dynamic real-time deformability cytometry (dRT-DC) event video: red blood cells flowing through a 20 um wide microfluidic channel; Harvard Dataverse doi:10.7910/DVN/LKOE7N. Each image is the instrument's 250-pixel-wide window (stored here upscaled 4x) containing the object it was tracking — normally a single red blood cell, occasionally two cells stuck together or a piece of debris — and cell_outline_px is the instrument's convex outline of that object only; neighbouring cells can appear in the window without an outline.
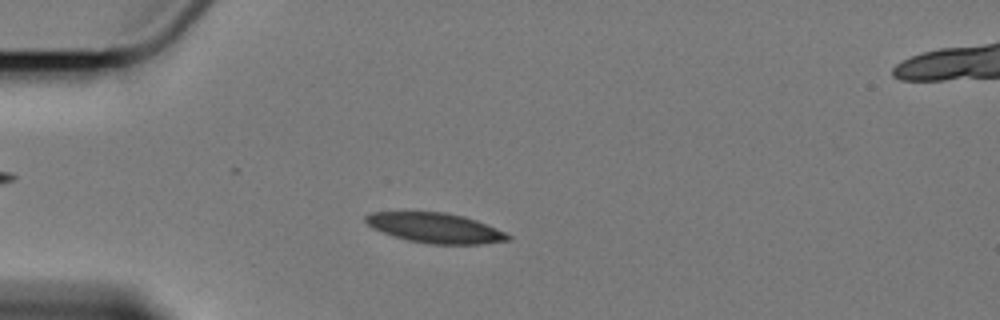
{"species": "Egyptian fruit bat (a non-hibernating species)", "species_latin": "Rousettus aegyptiacus", "temperature_condition": "cold", "stored_images_in_passage": 4, "camera_frame_rate_fps": 3000, "um_per_image_px": 0.085, "animal": {"sex": "female"}, "frame": {"image": 1, "passage_image": 2, "time_ms": 1.333, "image_size_px": [1000, 320], "cell_outline_px": [[512, 240], [484, 244], [428, 244], [408, 240], [392, 236], [372, 228], [364, 220], [364, 216], [372, 212], [444, 212], [464, 216], [476, 220], [496, 228], [512, 236]], "centroid_in_image_um": [37.01, 19.38], "position_along_channel_um": 48.0, "area_um2": 24.97}}
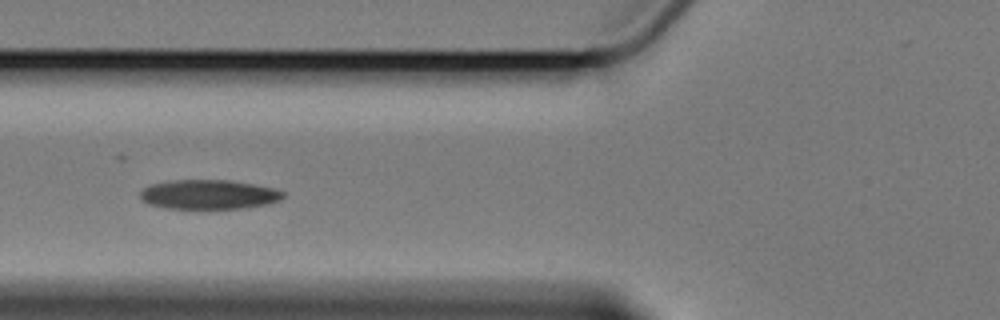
{"frame": {"image": 2, "passage_image": 4, "time_ms": 3.667, "image_size_px": [1000, 320], "cell_outline_px": [[284, 196], [280, 200], [268, 204], [248, 208], [164, 208], [148, 204], [140, 200], [140, 192], [144, 188], [152, 184], [168, 180], [228, 180], [276, 188], [284, 192]], "centroid_in_image_um": [17.74, 16.53], "position_along_channel_um": 108.1, "area_um2": 24.62}}